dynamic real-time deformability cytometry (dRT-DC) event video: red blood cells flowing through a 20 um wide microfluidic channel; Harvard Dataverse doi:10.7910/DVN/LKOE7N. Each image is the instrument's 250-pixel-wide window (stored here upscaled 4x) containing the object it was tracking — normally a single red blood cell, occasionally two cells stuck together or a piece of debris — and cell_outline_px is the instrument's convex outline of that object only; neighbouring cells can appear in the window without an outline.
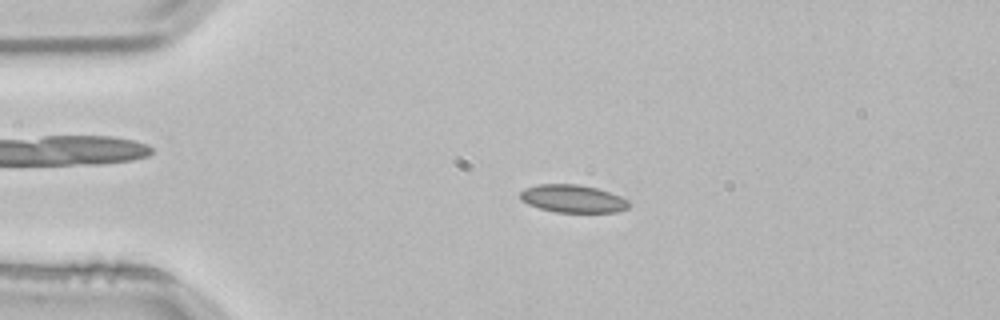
{"species": "common noctule bat (a hibernating species)", "species_latin": "Nyctalus noctula", "temperature_condition": "room temperature", "stored_images_in_passage": 2, "camera_frame_rate_fps": 3000, "um_per_image_px": 0.085, "animal": {"sex": "male", "body_mass_g": 21.5, "forearm_length_mm": 52.0}, "frame": {"image": 1, "passage_image": 1, "time_ms": 0.0, "image_size_px": [1000, 320], "cell_outline_px": [[628, 208], [616, 212], [556, 212], [540, 208], [528, 204], [520, 200], [520, 192], [524, 188], [536, 184], [580, 184], [596, 188], [620, 196], [628, 200]], "centroid_in_image_um": [48.65, 16.88], "position_along_channel_um": 36.4, "area_um2": 17.57}}